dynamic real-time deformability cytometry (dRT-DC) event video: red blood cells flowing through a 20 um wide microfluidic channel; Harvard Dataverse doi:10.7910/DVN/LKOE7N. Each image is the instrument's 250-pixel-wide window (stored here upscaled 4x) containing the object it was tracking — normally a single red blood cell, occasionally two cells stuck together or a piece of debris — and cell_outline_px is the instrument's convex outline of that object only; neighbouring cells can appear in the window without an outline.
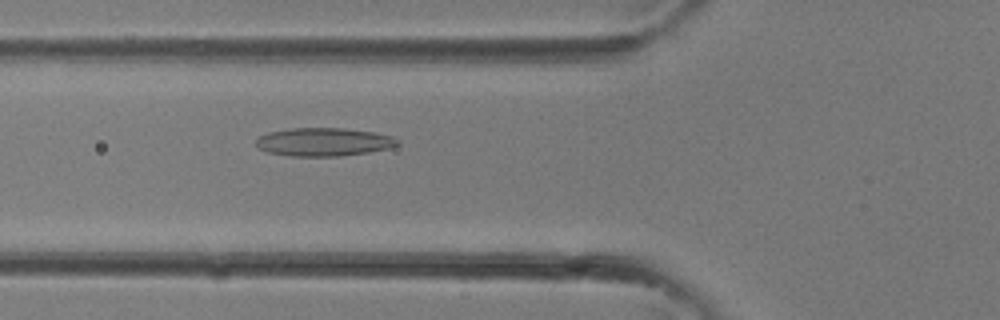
{"species": "common noctule bat (a hibernating species)", "species_latin": "Nyctalus noctula", "temperature_condition": "room temperature", "stored_images_in_passage": 2, "camera_frame_rate_fps": 3000, "um_per_image_px": 0.085, "animal": {"sex": "female"}, "frame": {"image": 1, "passage_image": 2, "time_ms": 0.333, "image_size_px": [1000, 320], "cell_outline_px": [[400, 144], [392, 148], [368, 152], [340, 156], [292, 156], [268, 152], [260, 148], [256, 144], [256, 140], [260, 136], [268, 132], [292, 128], [344, 128], [372, 132], [392, 136], [400, 140]], "centroid_in_image_um": [27.56, 12.06], "position_along_channel_um": 98.2, "area_um2": 23.29}}